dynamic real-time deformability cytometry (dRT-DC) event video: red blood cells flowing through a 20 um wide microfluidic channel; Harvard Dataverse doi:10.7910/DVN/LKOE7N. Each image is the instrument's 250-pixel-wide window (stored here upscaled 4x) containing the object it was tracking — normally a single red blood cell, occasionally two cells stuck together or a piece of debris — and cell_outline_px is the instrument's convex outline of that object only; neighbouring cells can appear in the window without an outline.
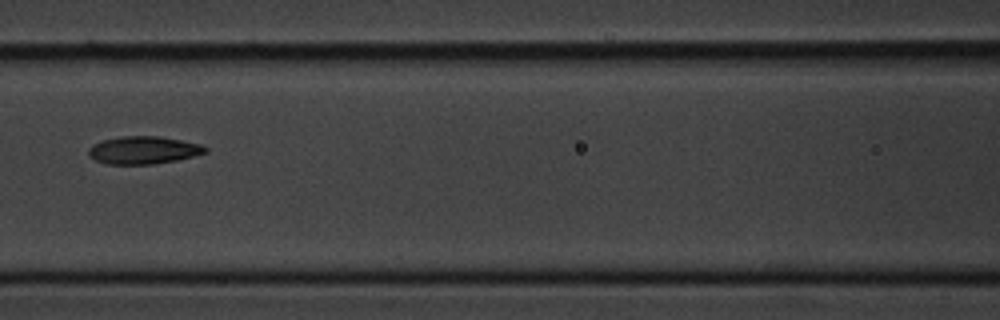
{"species": "common noctule bat (a hibernating species)", "species_latin": "Nyctalus noctula", "temperature_condition": "cold", "stored_images_in_passage": 11, "camera_frame_rate_fps": 3000, "um_per_image_px": 0.085, "animal": {"sex": "male", "body_mass_g": 20.1, "forearm_length_mm": 53.5}, "frame": {"image": 1, "passage_image": 7, "time_ms": 8.333, "image_size_px": [1000, 320], "cell_outline_px": [[208, 152], [176, 160], [152, 164], [104, 164], [88, 156], [88, 148], [92, 144], [100, 140], [120, 136], [160, 136], [200, 144], [208, 148]], "centroid_in_image_um": [12.14, 12.75], "position_along_channel_um": 154.5, "area_um2": 18.96}}
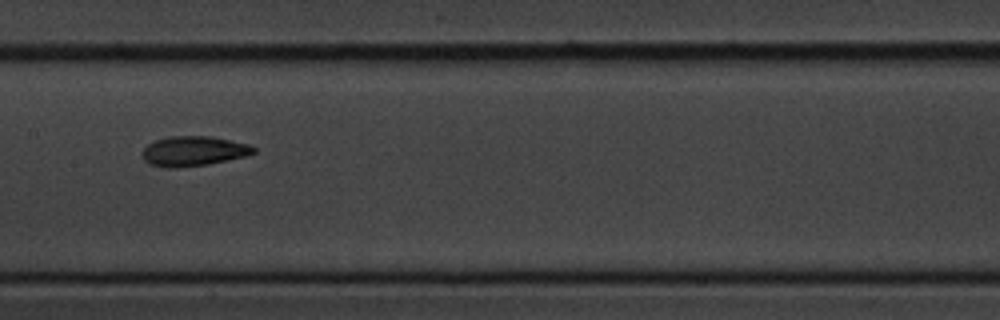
{"frame": {"image": 2, "passage_image": 8, "time_ms": 9.333, "image_size_px": [1000, 320], "cell_outline_px": [[256, 152], [244, 156], [228, 160], [208, 164], [176, 168], [164, 168], [148, 164], [144, 160], [140, 152], [148, 144], [156, 140], [168, 136], [212, 136], [248, 144], [256, 148]], "centroid_in_image_um": [16.41, 12.85], "position_along_channel_um": 191.0, "area_um2": 19.54}}
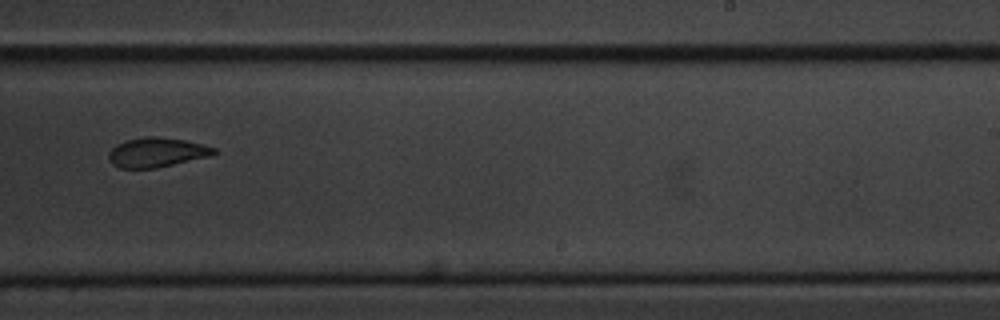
{"frame": {"image": 3, "passage_image": 10, "time_ms": 11.667, "image_size_px": [1000, 320], "cell_outline_px": [[216, 152], [212, 156], [156, 168], [120, 168], [112, 164], [108, 156], [108, 152], [116, 144], [128, 140], [148, 136], [156, 136], [184, 140], [216, 148]], "centroid_in_image_um": [13.32, 12.96], "position_along_channel_um": 275.7, "area_um2": 18.03}}